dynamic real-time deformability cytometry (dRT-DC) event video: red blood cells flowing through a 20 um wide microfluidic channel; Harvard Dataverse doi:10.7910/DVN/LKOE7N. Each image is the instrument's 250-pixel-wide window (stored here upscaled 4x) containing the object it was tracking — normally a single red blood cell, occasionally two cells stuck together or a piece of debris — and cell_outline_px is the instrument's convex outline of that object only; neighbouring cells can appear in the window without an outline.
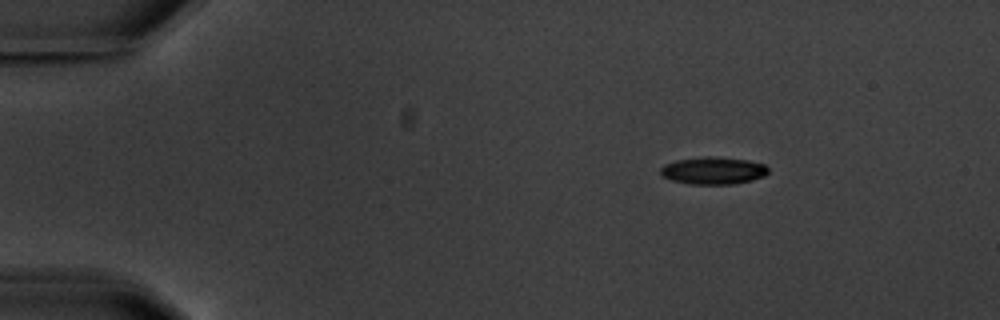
{"species": "common noctule bat (a hibernating species)", "species_latin": "Nyctalus noctula", "temperature_condition": "warm", "stored_images_in_passage": 9, "camera_frame_rate_fps": 3000, "um_per_image_px": 0.085, "animal": {"sex": "male", "body_mass_g": 20.1, "forearm_length_mm": 53.5}, "frame": {"image": 1, "passage_image": 1, "time_ms": 0.0, "image_size_px": [1000, 320], "cell_outline_px": [[768, 172], [764, 176], [752, 180], [732, 184], [688, 184], [672, 180], [664, 176], [660, 172], [660, 168], [664, 164], [676, 160], [700, 156], [712, 156], [748, 160], [764, 164], [768, 168]], "centroid_in_image_um": [60.61, 14.49], "position_along_channel_um": 24.4, "area_um2": 17.22}}
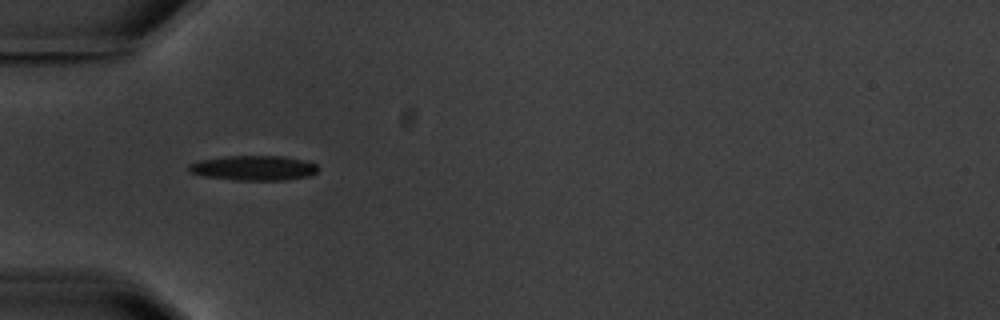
{"frame": {"image": 2, "passage_image": 3, "time_ms": 3.333, "image_size_px": [1000, 320], "cell_outline_px": [[320, 168], [316, 172], [308, 176], [284, 180], [232, 180], [204, 176], [188, 172], [188, 164], [200, 160], [224, 156], [284, 156], [304, 160], [316, 164]], "centroid_in_image_um": [21.54, 14.27], "position_along_channel_um": 63.5, "area_um2": 18.84}}